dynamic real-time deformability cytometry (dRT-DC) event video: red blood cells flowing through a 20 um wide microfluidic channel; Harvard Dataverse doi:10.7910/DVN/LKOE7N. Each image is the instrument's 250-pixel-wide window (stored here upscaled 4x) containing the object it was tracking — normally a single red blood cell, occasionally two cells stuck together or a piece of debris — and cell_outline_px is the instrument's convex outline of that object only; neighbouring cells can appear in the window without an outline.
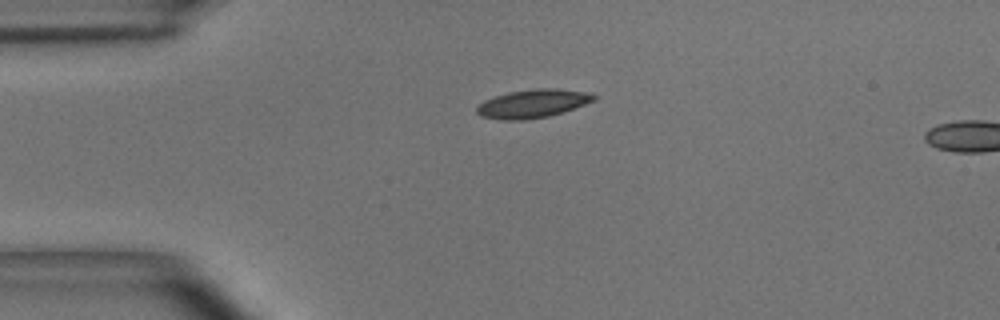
{"species": "common noctule bat (a hibernating species)", "species_latin": "Nyctalus noctula", "temperature_condition": "room temperature", "stored_images_in_passage": 3, "camera_frame_rate_fps": 3000, "um_per_image_px": 0.085, "animal": {"sex": "male", "body_mass_g": 15.6}, "frame": {"image": 1, "passage_image": 1, "time_ms": 0.0, "image_size_px": [1000, 320], "cell_outline_px": [[596, 100], [548, 116], [524, 120], [504, 120], [480, 116], [476, 112], [476, 108], [484, 100], [508, 92], [536, 88], [556, 88], [592, 92], [596, 96]], "centroid_in_image_um": [45.29, 8.79], "position_along_channel_um": 39.7, "area_um2": 19.31}}